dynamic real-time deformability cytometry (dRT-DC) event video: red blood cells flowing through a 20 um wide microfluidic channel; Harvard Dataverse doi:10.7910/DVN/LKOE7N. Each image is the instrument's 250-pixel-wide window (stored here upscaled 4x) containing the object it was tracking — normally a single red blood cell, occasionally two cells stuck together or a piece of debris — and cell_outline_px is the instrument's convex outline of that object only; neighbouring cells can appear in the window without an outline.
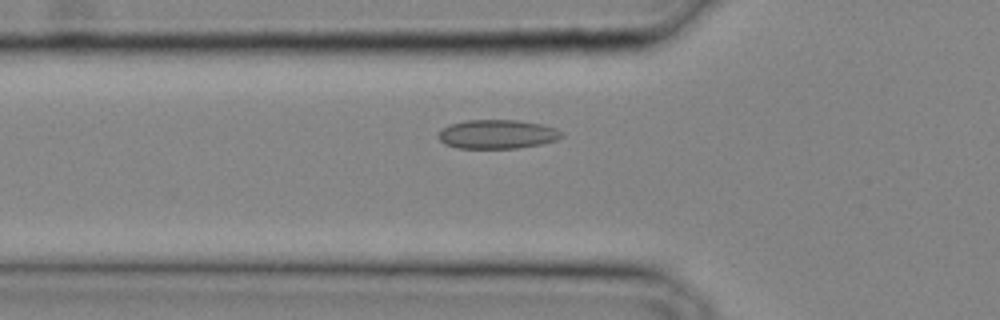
{"species": "common noctule bat (a hibernating species)", "species_latin": "Nyctalus noctula", "temperature_condition": "cold", "stored_images_in_passage": 8, "camera_frame_rate_fps": 3000, "um_per_image_px": 0.085, "animal": {"sex": "male", "body_mass_g": 20.4}, "frame": {"image": 1, "passage_image": 4, "time_ms": 1.0, "image_size_px": [1000, 320], "cell_outline_px": [[564, 136], [556, 140], [540, 144], [516, 148], [456, 148], [444, 144], [440, 140], [440, 132], [448, 124], [464, 120], [520, 120], [544, 124], [556, 128], [564, 132]], "centroid_in_image_um": [42.31, 11.4], "position_along_channel_um": 83.5, "area_um2": 20.98}}
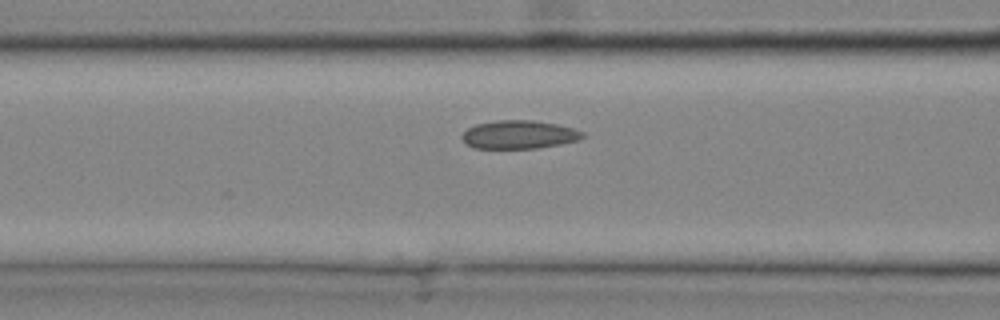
{"frame": {"image": 2, "passage_image": 6, "time_ms": 1.667, "image_size_px": [1000, 320], "cell_outline_px": [[584, 136], [580, 140], [560, 144], [536, 148], [472, 148], [460, 136], [468, 128], [476, 124], [496, 120], [536, 120], [556, 124], [572, 128], [584, 132]], "centroid_in_image_um": [44.12, 11.43], "position_along_channel_um": 122.5, "area_um2": 19.88}}